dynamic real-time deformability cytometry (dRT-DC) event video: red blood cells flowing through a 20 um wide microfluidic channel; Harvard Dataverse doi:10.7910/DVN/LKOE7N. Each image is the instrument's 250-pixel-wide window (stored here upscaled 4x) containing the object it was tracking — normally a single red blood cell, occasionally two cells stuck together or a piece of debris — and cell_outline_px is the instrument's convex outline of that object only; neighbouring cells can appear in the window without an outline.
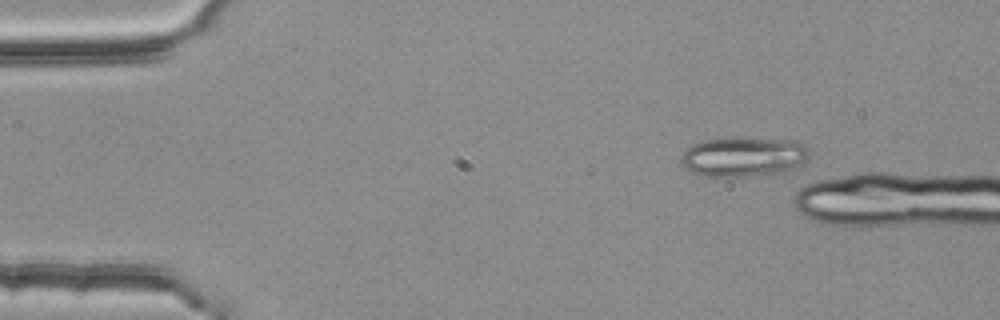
{"species": "common noctule bat (a hibernating species)", "species_latin": "Nyctalus noctula", "temperature_condition": "room temperature", "stored_images_in_passage": 5, "segment_of_instrument_passage": [2, 2], "camera_frame_rate_fps": 3000, "um_per_image_px": 0.085, "animal": {"sex": "female", "body_mass_g": 25.1}, "frame": {"image": 1, "passage_image": 5, "time_ms": 1.333, "image_size_px": [1000, 320], "cell_outline_px": [[812, 152], [800, 164], [784, 172], [748, 176], [700, 176], [684, 168], [680, 160], [680, 156], [692, 144], [704, 140], [800, 140]], "centroid_in_image_um": [63.19, 13.36], "position_along_channel_um": 21.8, "area_um2": 28.96}}